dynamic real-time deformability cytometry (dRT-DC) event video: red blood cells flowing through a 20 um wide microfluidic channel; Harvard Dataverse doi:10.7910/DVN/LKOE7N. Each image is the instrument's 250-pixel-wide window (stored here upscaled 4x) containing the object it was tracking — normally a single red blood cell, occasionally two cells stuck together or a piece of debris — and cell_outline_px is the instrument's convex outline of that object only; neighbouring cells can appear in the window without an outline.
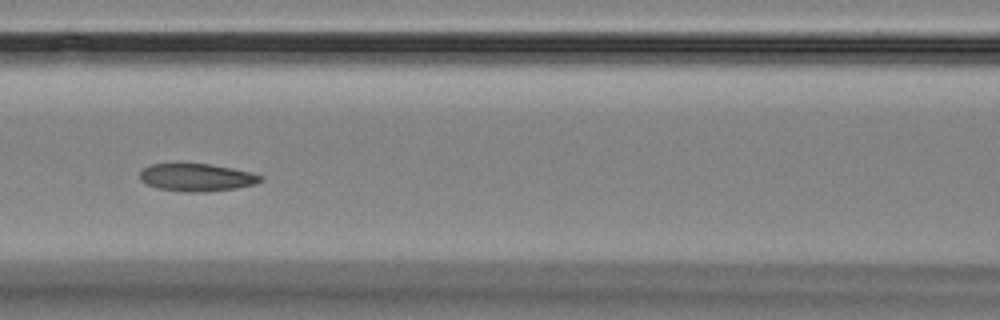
{"species": "Egyptian fruit bat (a non-hibernating species)", "species_latin": "Rousettus aegyptiacus", "temperature_condition": "room temperature", "stored_images_in_passage": 12, "camera_frame_rate_fps": 3000, "um_per_image_px": 0.085, "animal": {"sex": "female"}, "frame": {"image": 1, "passage_image": 3, "time_ms": 2.333, "image_size_px": [1000, 320], "cell_outline_px": [[264, 180], [256, 184], [236, 188], [204, 192], [184, 192], [156, 188], [140, 180], [140, 172], [144, 168], [152, 164], [212, 164], [252, 172], [264, 176]], "centroid_in_image_um": [16.77, 15.09], "position_along_channel_um": 149.8, "area_um2": 19.54}}
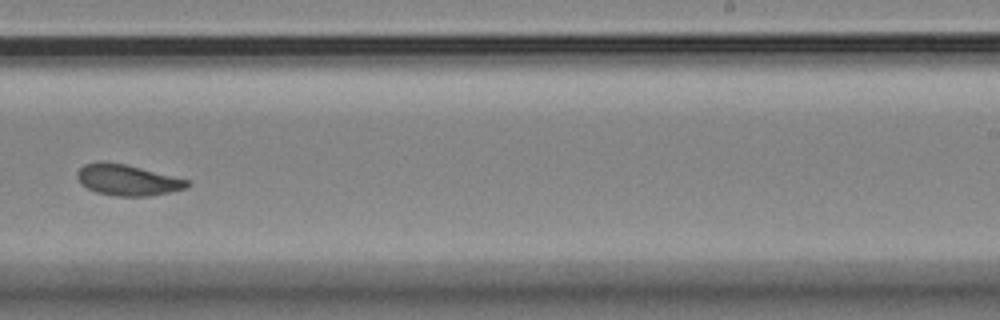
{"frame": {"image": 2, "passage_image": 6, "time_ms": 6.0, "image_size_px": [1000, 320], "cell_outline_px": [[192, 184], [188, 188], [172, 192], [148, 196], [116, 196], [96, 192], [80, 184], [76, 176], [76, 172], [84, 164], [100, 160], [124, 164], [188, 180]], "centroid_in_image_um": [10.81, 15.3], "position_along_channel_um": 278.2, "area_um2": 19.94}}
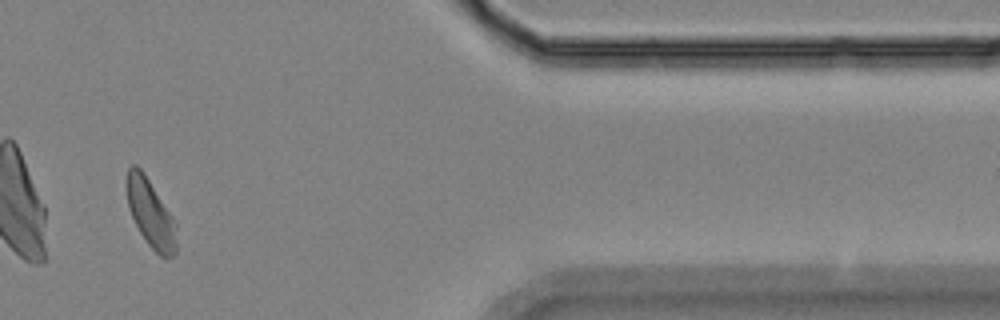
{"frame": {"image": 3, "passage_image": 10, "time_ms": 10.333, "image_size_px": [1000, 320], "cell_outline_px": [[176, 252], [172, 256], [160, 256], [148, 244], [140, 232], [128, 208], [124, 184], [124, 180], [128, 168], [132, 164], [136, 164], [140, 168], [172, 216], [176, 224]], "centroid_in_image_um": [12.75, 18.09], "position_along_channel_um": 398.7, "area_um2": 19.59}, "authors_computed_cell_mechanics": {"area_um2": 19.941, "velocity_mm_per_s": 3.5183, "shape_relaxation_time_tau1_ms": 2.9745, "shape_relaxation_time_tau2_ms": 3.1511, "deformation_change_tau1": 0.0737, "deformation_change_tau2": 0.0793}}